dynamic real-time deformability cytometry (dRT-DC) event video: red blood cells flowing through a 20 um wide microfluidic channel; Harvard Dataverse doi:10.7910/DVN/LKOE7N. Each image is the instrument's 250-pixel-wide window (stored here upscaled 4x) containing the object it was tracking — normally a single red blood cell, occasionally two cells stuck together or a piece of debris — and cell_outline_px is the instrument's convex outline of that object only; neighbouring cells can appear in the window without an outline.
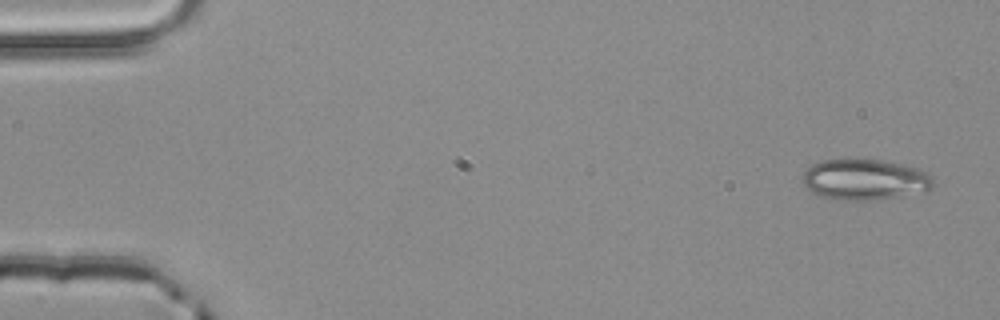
{"species": "common noctule bat (a hibernating species)", "species_latin": "Nyctalus noctula", "temperature_condition": "room temperature", "stored_images_in_passage": 4, "camera_frame_rate_fps": 3000, "um_per_image_px": 0.085, "animal": {"sex": "male", "body_mass_g": 20.4}, "frame": {"image": 1, "passage_image": 1, "time_ms": 0.0, "image_size_px": [1000, 320], "cell_outline_px": [[936, 184], [924, 192], [872, 200], [840, 200], [820, 196], [812, 192], [800, 180], [804, 172], [812, 164], [820, 160], [884, 160], [916, 168], [932, 176]], "centroid_in_image_um": [73.5, 15.27], "position_along_channel_um": 11.5, "area_um2": 30.98}}